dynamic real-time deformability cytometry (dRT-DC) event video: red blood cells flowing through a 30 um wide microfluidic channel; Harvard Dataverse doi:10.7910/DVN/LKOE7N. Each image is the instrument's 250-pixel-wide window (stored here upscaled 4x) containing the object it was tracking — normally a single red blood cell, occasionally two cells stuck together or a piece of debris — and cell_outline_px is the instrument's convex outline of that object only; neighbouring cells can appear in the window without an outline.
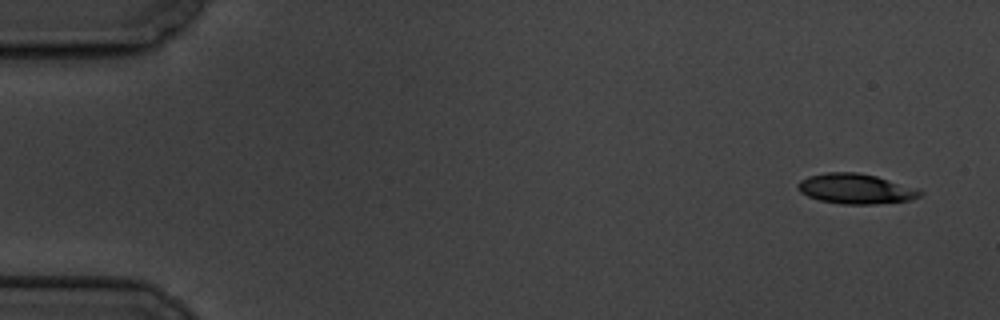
{"species": "common noctule bat (a hibernating species)", "species_latin": "Nyctalus noctula", "temperature_condition": "cold", "stored_images_in_passage": 5, "camera_frame_rate_fps": 3000, "um_per_image_px": 0.085, "animal": {"sex": "male", "body_mass_g": 19.5, "forearm_length_mm": 54.6}, "frame": {"image": 1, "passage_image": 1, "time_ms": 0.0, "image_size_px": [1000, 320], "cell_outline_px": [[924, 192], [920, 196], [908, 200], [876, 204], [840, 204], [820, 200], [808, 196], [800, 192], [796, 188], [796, 184], [800, 180], [808, 176], [824, 172], [856, 172], [876, 176], [916, 188]], "centroid_in_image_um": [72.69, 16.04], "position_along_channel_um": 12.3, "area_um2": 21.44}}
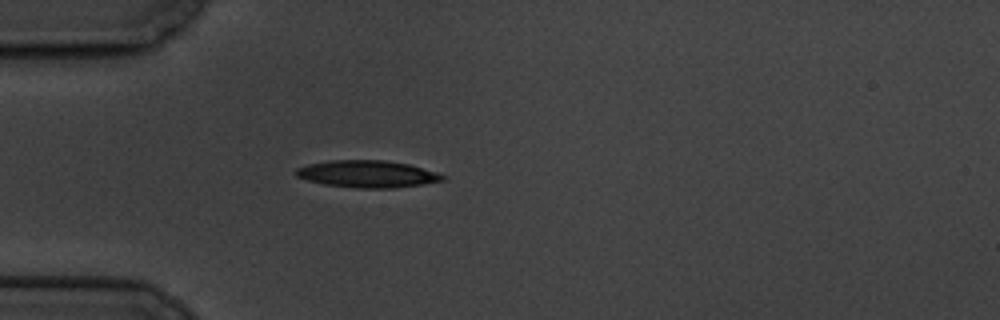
{"frame": {"image": 2, "passage_image": 5, "time_ms": 4.667, "image_size_px": [1000, 320], "cell_outline_px": [[448, 176], [444, 180], [424, 184], [392, 188], [356, 188], [324, 184], [308, 180], [296, 176], [292, 172], [296, 168], [308, 164], [332, 160], [384, 160], [408, 164], [436, 172]], "centroid_in_image_um": [31.22, 14.79], "position_along_channel_um": 53.8, "area_um2": 23.18}}